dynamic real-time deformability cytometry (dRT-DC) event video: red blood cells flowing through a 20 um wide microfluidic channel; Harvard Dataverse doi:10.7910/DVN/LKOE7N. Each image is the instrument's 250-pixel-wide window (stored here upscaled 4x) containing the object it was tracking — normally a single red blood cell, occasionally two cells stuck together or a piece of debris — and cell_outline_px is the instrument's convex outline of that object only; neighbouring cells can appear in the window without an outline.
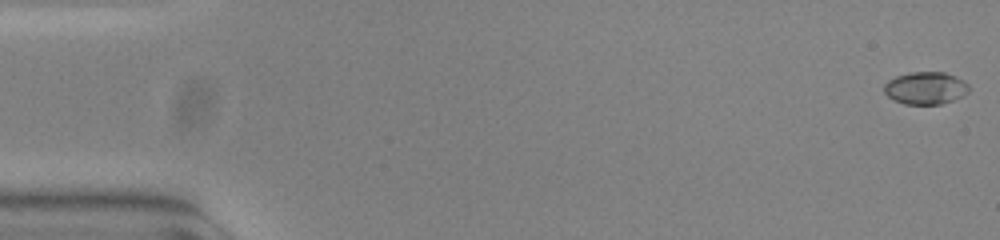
{"species": "common noctule bat (a hibernating species)", "species_latin": "Nyctalus noctula", "temperature_condition": "warm", "stored_images_in_passage": 55, "camera_frame_rate_fps": 3000, "um_per_image_px": 0.085, "animal": {"sex": "female", "body_mass_g": 23.0, "forearm_length_mm": 53.4}, "frame": {"image": 1, "passage_image": 1, "time_ms": 0.0, "image_size_px": [1000, 240], "cell_outline_px": [[968, 92], [964, 96], [940, 104], [904, 104], [892, 100], [884, 92], [884, 84], [888, 80], [896, 76], [908, 72], [944, 72], [956, 76], [964, 80], [968, 84]], "centroid_in_image_um": [78.66, 7.48], "position_along_channel_um": 6.3, "area_um2": 16.18}}
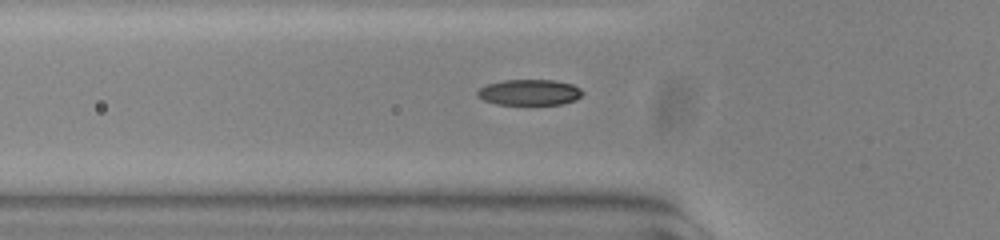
{"frame": {"image": 2, "passage_image": 19, "time_ms": 6.0, "image_size_px": [1000, 240], "cell_outline_px": [[584, 92], [576, 100], [560, 104], [496, 104], [484, 100], [476, 96], [476, 92], [480, 88], [488, 84], [504, 80], [556, 80], [572, 84], [580, 88]], "centroid_in_image_um": [45.01, 7.84], "position_along_channel_um": 80.8, "area_um2": 15.78}}
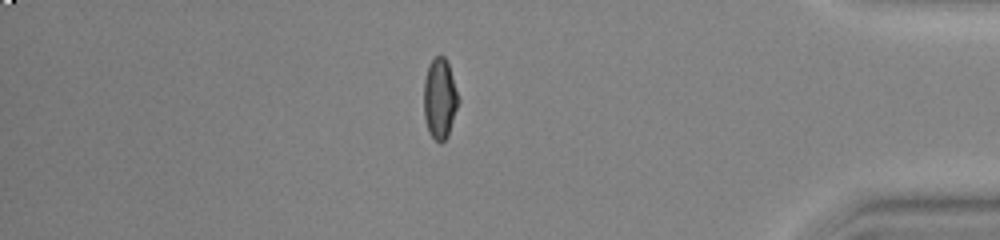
{"frame": {"image": 3, "passage_image": 47, "time_ms": 15.333, "image_size_px": [1000, 240], "cell_outline_px": [[460, 100], [448, 136], [440, 144], [428, 132], [424, 116], [424, 80], [428, 64], [436, 56], [444, 56], [448, 60]], "centroid_in_image_um": [37.39, 8.37], "position_along_channel_um": 397.8, "area_um2": 16.47}, "authors_computed_cell_mechanics": {"area_um2": 16.0684, "velocity_mm_per_s": 3.7799, "shape_relaxation_time_tau1_ms": 7.9047, "shape_relaxation_time_tau2_ms": 2.1031, "deformation_change_tau1": 0.2623, "deformation_change_tau2": 0.0509}}